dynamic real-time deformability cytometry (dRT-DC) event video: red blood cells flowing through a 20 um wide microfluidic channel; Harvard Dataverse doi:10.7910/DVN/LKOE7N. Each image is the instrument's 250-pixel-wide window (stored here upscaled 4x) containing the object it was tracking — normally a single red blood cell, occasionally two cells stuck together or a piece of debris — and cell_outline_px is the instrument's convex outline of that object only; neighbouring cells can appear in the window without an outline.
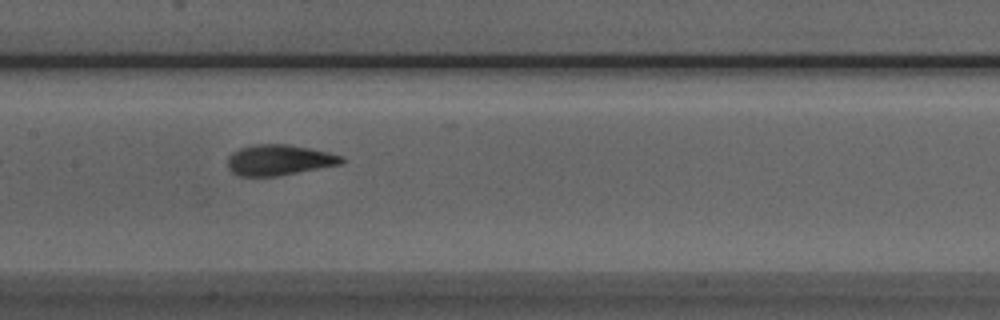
{"species": "Egyptian fruit bat (a non-hibernating species)", "species_latin": "Rousettus aegyptiacus", "temperature_condition": "room temperature", "stored_images_in_passage": 9, "camera_frame_rate_fps": 3000, "um_per_image_px": 0.085, "animal": {"sex": "male"}, "frame": {"image": 1, "passage_image": 8, "time_ms": 8.667, "image_size_px": [1000, 320], "cell_outline_px": [[344, 160], [340, 164], [276, 176], [240, 176], [232, 172], [228, 168], [228, 156], [232, 152], [240, 148], [256, 144], [288, 144], [328, 152], [344, 156]], "centroid_in_image_um": [23.69, 13.59], "position_along_channel_um": 183.7, "area_um2": 20.17}}
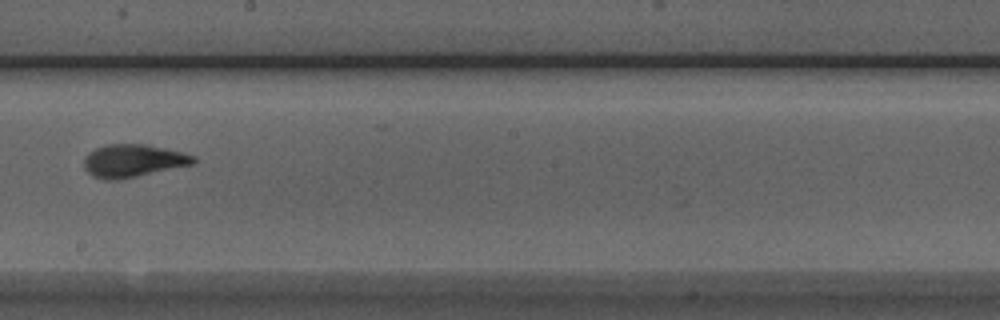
{"frame": {"image": 2, "passage_image": 9, "time_ms": 10.0, "image_size_px": [1000, 320], "cell_outline_px": [[196, 160], [192, 164], [136, 176], [116, 180], [104, 180], [92, 176], [84, 168], [84, 156], [88, 152], [104, 144], [144, 144], [164, 148], [196, 156]], "centroid_in_image_um": [11.25, 13.66], "position_along_channel_um": 237.0, "area_um2": 20.75}}